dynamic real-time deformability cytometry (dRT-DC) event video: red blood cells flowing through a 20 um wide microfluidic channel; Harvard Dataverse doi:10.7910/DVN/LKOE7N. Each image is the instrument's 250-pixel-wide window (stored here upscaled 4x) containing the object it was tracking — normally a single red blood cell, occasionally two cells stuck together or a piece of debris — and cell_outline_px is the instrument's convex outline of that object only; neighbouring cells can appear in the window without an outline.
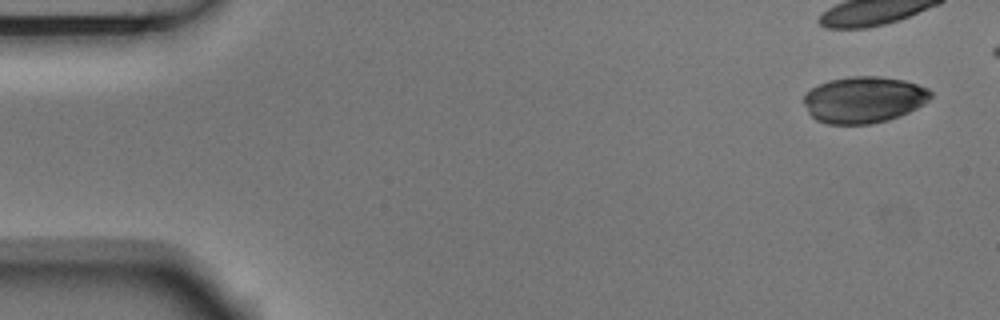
{"species": "Egyptian fruit bat (a non-hibernating species)", "species_latin": "Rousettus aegyptiacus", "temperature_condition": "room temperature", "stored_images_in_passage": 4, "camera_frame_rate_fps": 3000, "um_per_image_px": 0.085, "animal": {"sex": "male"}, "frame": {"image": 1, "passage_image": 1, "time_ms": 0.0, "image_size_px": [1000, 320], "cell_outline_px": [[932, 96], [924, 104], [900, 116], [888, 120], [868, 124], [828, 124], [816, 120], [808, 112], [804, 104], [804, 96], [812, 88], [828, 80], [848, 76], [880, 76], [904, 80], [928, 88], [932, 92]], "centroid_in_image_um": [73.43, 8.47], "position_along_channel_um": 11.6, "area_um2": 34.39}}